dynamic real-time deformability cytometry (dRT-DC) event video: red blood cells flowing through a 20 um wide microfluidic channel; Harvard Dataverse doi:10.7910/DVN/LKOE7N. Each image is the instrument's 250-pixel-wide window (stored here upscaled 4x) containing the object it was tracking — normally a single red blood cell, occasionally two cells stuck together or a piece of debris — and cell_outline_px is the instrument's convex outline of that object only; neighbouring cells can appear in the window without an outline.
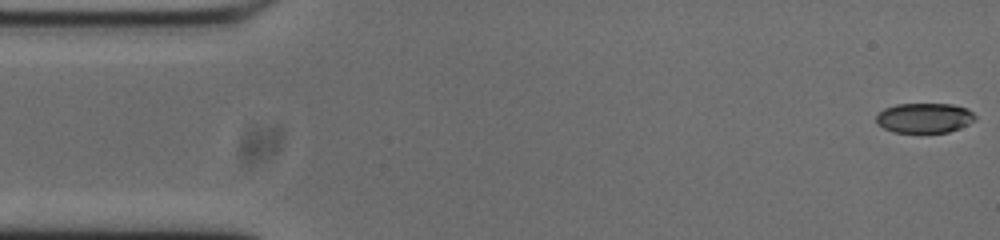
{"species": "common noctule bat (a hibernating species)", "species_latin": "Nyctalus noctula", "temperature_condition": "cold", "stored_images_in_passage": 54, "camera_frame_rate_fps": 3000, "um_per_image_px": 0.085, "animal": {"sex": "male", "body_mass_g": 20.0, "forearm_length_mm": 53.3}, "frame": {"image": 1, "passage_image": 1, "time_ms": 0.0, "image_size_px": [1000, 240], "cell_outline_px": [[976, 120], [960, 128], [948, 132], [892, 132], [876, 124], [876, 116], [884, 108], [896, 104], [952, 104], [968, 108], [976, 116]], "centroid_in_image_um": [78.58, 10.02], "position_along_channel_um": 6.4, "area_um2": 17.34}}
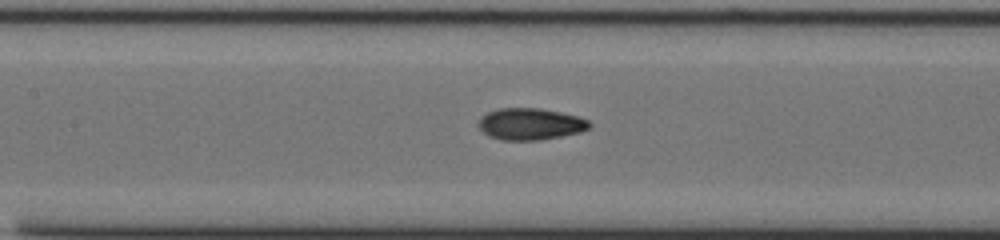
{"frame": {"image": 2, "passage_image": 23, "time_ms": 7.333, "image_size_px": [1000, 240], "cell_outline_px": [[592, 124], [588, 128], [580, 132], [540, 140], [500, 140], [488, 136], [476, 124], [480, 116], [488, 112], [500, 108], [540, 108], [580, 116], [588, 120]], "centroid_in_image_um": [45.05, 10.54], "position_along_channel_um": 162.3, "area_um2": 20.63}}
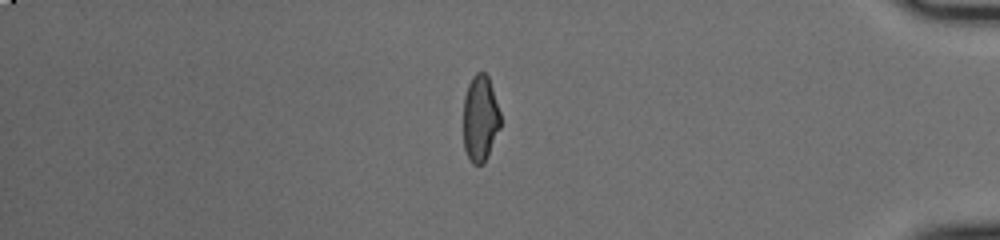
{"frame": {"image": 3, "passage_image": 45, "time_ms": 14.667, "image_size_px": [1000, 240], "cell_outline_px": [[500, 128], [488, 156], [484, 164], [472, 164], [464, 148], [464, 96], [468, 84], [472, 76], [476, 72], [484, 72], [488, 76], [500, 112]], "centroid_in_image_um": [40.82, 10.07], "position_along_channel_um": 394.4, "area_um2": 18.67}, "authors_computed_cell_mechanics": {"area_um2": 19.5075, "velocity_mm_per_s": 3.7344, "shape_relaxation_time_tau1_ms": 6.4672, "shape_relaxation_time_tau2_ms": 1.9286, "deformation_change_tau1": 0.1826, "deformation_change_tau2": 0.0691}}